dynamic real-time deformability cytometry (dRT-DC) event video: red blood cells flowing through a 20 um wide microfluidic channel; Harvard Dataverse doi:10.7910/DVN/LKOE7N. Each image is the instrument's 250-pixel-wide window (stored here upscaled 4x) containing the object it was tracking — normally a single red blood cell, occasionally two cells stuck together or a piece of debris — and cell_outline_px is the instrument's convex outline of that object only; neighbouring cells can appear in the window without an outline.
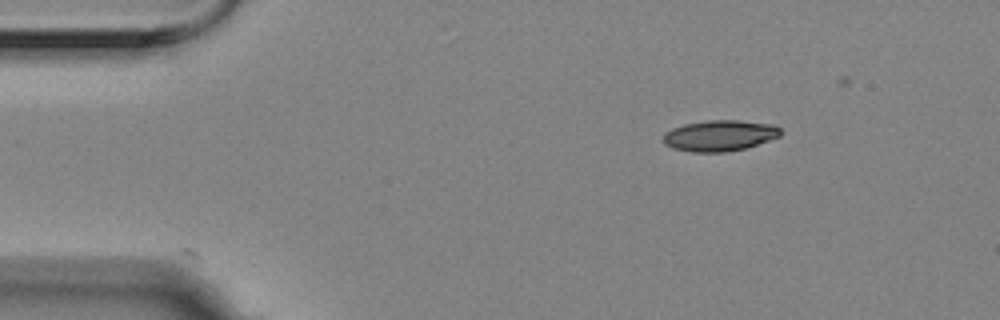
{"species": "Egyptian fruit bat (a non-hibernating species)", "species_latin": "Rousettus aegyptiacus", "temperature_condition": "room temperature", "stored_images_in_passage": 4, "camera_frame_rate_fps": 3000, "um_per_image_px": 0.085, "animal": {"sex": "female"}, "frame": {"image": 1, "passage_image": 1, "time_ms": 0.0, "image_size_px": [1000, 320], "cell_outline_px": [[784, 132], [780, 136], [744, 148], [728, 152], [692, 152], [672, 148], [664, 144], [664, 136], [672, 128], [684, 124], [708, 120], [736, 120], [772, 124], [780, 128]], "centroid_in_image_um": [61.18, 11.52], "position_along_channel_um": 23.8, "area_um2": 21.04}}
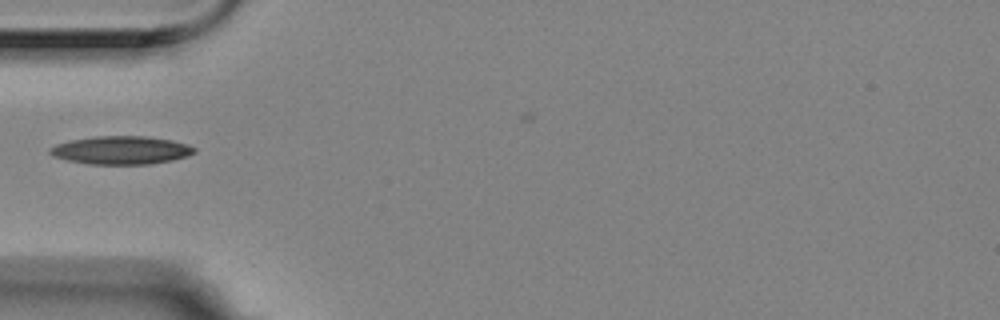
{"frame": {"image": 2, "passage_image": 4, "time_ms": 1.0, "image_size_px": [1000, 320], "cell_outline_px": [[196, 152], [188, 156], [172, 160], [148, 164], [88, 164], [68, 160], [52, 156], [48, 152], [48, 148], [56, 144], [72, 140], [92, 136], [144, 136], [172, 140], [188, 144], [196, 148]], "centroid_in_image_um": [10.29, 12.76], "position_along_channel_um": 74.7, "area_um2": 23.81}}